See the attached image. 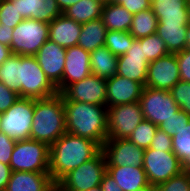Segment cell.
<instances>
[{"mask_svg":"<svg viewBox=\"0 0 190 191\" xmlns=\"http://www.w3.org/2000/svg\"><path fill=\"white\" fill-rule=\"evenodd\" d=\"M11 51L13 54L35 56L49 39V23L24 19L13 28Z\"/></svg>","mask_w":190,"mask_h":191,"instance_id":"obj_8","label":"cell"},{"mask_svg":"<svg viewBox=\"0 0 190 191\" xmlns=\"http://www.w3.org/2000/svg\"><path fill=\"white\" fill-rule=\"evenodd\" d=\"M90 74V52L78 45L67 48L63 78L56 86L58 93H61L68 85L83 80Z\"/></svg>","mask_w":190,"mask_h":191,"instance_id":"obj_15","label":"cell"},{"mask_svg":"<svg viewBox=\"0 0 190 191\" xmlns=\"http://www.w3.org/2000/svg\"><path fill=\"white\" fill-rule=\"evenodd\" d=\"M34 114L33 98H18L4 113L0 114L1 132L15 141L30 139Z\"/></svg>","mask_w":190,"mask_h":191,"instance_id":"obj_7","label":"cell"},{"mask_svg":"<svg viewBox=\"0 0 190 191\" xmlns=\"http://www.w3.org/2000/svg\"><path fill=\"white\" fill-rule=\"evenodd\" d=\"M189 121L190 115L179 109L176 113H174V116L163 121L158 128L173 137L175 135V131H178L184 125H187Z\"/></svg>","mask_w":190,"mask_h":191,"instance_id":"obj_38","label":"cell"},{"mask_svg":"<svg viewBox=\"0 0 190 191\" xmlns=\"http://www.w3.org/2000/svg\"><path fill=\"white\" fill-rule=\"evenodd\" d=\"M19 15L24 19H34L51 23L62 15L56 0H15Z\"/></svg>","mask_w":190,"mask_h":191,"instance_id":"obj_19","label":"cell"},{"mask_svg":"<svg viewBox=\"0 0 190 191\" xmlns=\"http://www.w3.org/2000/svg\"><path fill=\"white\" fill-rule=\"evenodd\" d=\"M0 82L19 93L20 90V55L13 54L0 65Z\"/></svg>","mask_w":190,"mask_h":191,"instance_id":"obj_30","label":"cell"},{"mask_svg":"<svg viewBox=\"0 0 190 191\" xmlns=\"http://www.w3.org/2000/svg\"><path fill=\"white\" fill-rule=\"evenodd\" d=\"M176 104L190 115V83L180 80L170 90Z\"/></svg>","mask_w":190,"mask_h":191,"instance_id":"obj_36","label":"cell"},{"mask_svg":"<svg viewBox=\"0 0 190 191\" xmlns=\"http://www.w3.org/2000/svg\"><path fill=\"white\" fill-rule=\"evenodd\" d=\"M11 55H13L11 48L0 43V65H2Z\"/></svg>","mask_w":190,"mask_h":191,"instance_id":"obj_47","label":"cell"},{"mask_svg":"<svg viewBox=\"0 0 190 191\" xmlns=\"http://www.w3.org/2000/svg\"><path fill=\"white\" fill-rule=\"evenodd\" d=\"M65 133V107L62 94L56 93L47 98L34 99L30 139L46 143L50 147Z\"/></svg>","mask_w":190,"mask_h":191,"instance_id":"obj_3","label":"cell"},{"mask_svg":"<svg viewBox=\"0 0 190 191\" xmlns=\"http://www.w3.org/2000/svg\"><path fill=\"white\" fill-rule=\"evenodd\" d=\"M138 40L143 46L144 56L148 63L169 54L165 42L156 33Z\"/></svg>","mask_w":190,"mask_h":191,"instance_id":"obj_33","label":"cell"},{"mask_svg":"<svg viewBox=\"0 0 190 191\" xmlns=\"http://www.w3.org/2000/svg\"><path fill=\"white\" fill-rule=\"evenodd\" d=\"M66 49L49 39L40 47L35 58L48 79L57 86L63 78Z\"/></svg>","mask_w":190,"mask_h":191,"instance_id":"obj_18","label":"cell"},{"mask_svg":"<svg viewBox=\"0 0 190 191\" xmlns=\"http://www.w3.org/2000/svg\"><path fill=\"white\" fill-rule=\"evenodd\" d=\"M101 20L107 31H129L133 14L123 6L109 2L103 6Z\"/></svg>","mask_w":190,"mask_h":191,"instance_id":"obj_25","label":"cell"},{"mask_svg":"<svg viewBox=\"0 0 190 191\" xmlns=\"http://www.w3.org/2000/svg\"><path fill=\"white\" fill-rule=\"evenodd\" d=\"M19 98L18 93L0 82V114L7 111Z\"/></svg>","mask_w":190,"mask_h":191,"instance_id":"obj_40","label":"cell"},{"mask_svg":"<svg viewBox=\"0 0 190 191\" xmlns=\"http://www.w3.org/2000/svg\"><path fill=\"white\" fill-rule=\"evenodd\" d=\"M91 74L107 79L117 74L118 56L111 53L106 46L90 52Z\"/></svg>","mask_w":190,"mask_h":191,"instance_id":"obj_26","label":"cell"},{"mask_svg":"<svg viewBox=\"0 0 190 191\" xmlns=\"http://www.w3.org/2000/svg\"><path fill=\"white\" fill-rule=\"evenodd\" d=\"M102 191H123L113 177L107 172L103 175L102 182L100 183Z\"/></svg>","mask_w":190,"mask_h":191,"instance_id":"obj_44","label":"cell"},{"mask_svg":"<svg viewBox=\"0 0 190 191\" xmlns=\"http://www.w3.org/2000/svg\"><path fill=\"white\" fill-rule=\"evenodd\" d=\"M139 103L144 119L151 121L157 127L180 109L170 91L150 87H144Z\"/></svg>","mask_w":190,"mask_h":191,"instance_id":"obj_10","label":"cell"},{"mask_svg":"<svg viewBox=\"0 0 190 191\" xmlns=\"http://www.w3.org/2000/svg\"><path fill=\"white\" fill-rule=\"evenodd\" d=\"M9 166L12 171L49 173V146L32 139L16 141Z\"/></svg>","mask_w":190,"mask_h":191,"instance_id":"obj_5","label":"cell"},{"mask_svg":"<svg viewBox=\"0 0 190 191\" xmlns=\"http://www.w3.org/2000/svg\"><path fill=\"white\" fill-rule=\"evenodd\" d=\"M110 2L123 6L133 15L150 9L152 5L149 0H110Z\"/></svg>","mask_w":190,"mask_h":191,"instance_id":"obj_42","label":"cell"},{"mask_svg":"<svg viewBox=\"0 0 190 191\" xmlns=\"http://www.w3.org/2000/svg\"><path fill=\"white\" fill-rule=\"evenodd\" d=\"M184 172L190 173V156L182 163Z\"/></svg>","mask_w":190,"mask_h":191,"instance_id":"obj_50","label":"cell"},{"mask_svg":"<svg viewBox=\"0 0 190 191\" xmlns=\"http://www.w3.org/2000/svg\"><path fill=\"white\" fill-rule=\"evenodd\" d=\"M134 40L129 31H107L104 46L111 53L120 56L131 49Z\"/></svg>","mask_w":190,"mask_h":191,"instance_id":"obj_31","label":"cell"},{"mask_svg":"<svg viewBox=\"0 0 190 191\" xmlns=\"http://www.w3.org/2000/svg\"><path fill=\"white\" fill-rule=\"evenodd\" d=\"M155 191H190V173L182 171L155 187Z\"/></svg>","mask_w":190,"mask_h":191,"instance_id":"obj_37","label":"cell"},{"mask_svg":"<svg viewBox=\"0 0 190 191\" xmlns=\"http://www.w3.org/2000/svg\"><path fill=\"white\" fill-rule=\"evenodd\" d=\"M187 7H188V18L190 21V0H188V2H187Z\"/></svg>","mask_w":190,"mask_h":191,"instance_id":"obj_54","label":"cell"},{"mask_svg":"<svg viewBox=\"0 0 190 191\" xmlns=\"http://www.w3.org/2000/svg\"><path fill=\"white\" fill-rule=\"evenodd\" d=\"M24 18L19 15L15 6V0L0 1V24L9 28H15Z\"/></svg>","mask_w":190,"mask_h":191,"instance_id":"obj_35","label":"cell"},{"mask_svg":"<svg viewBox=\"0 0 190 191\" xmlns=\"http://www.w3.org/2000/svg\"><path fill=\"white\" fill-rule=\"evenodd\" d=\"M179 66L180 80L190 83V50L175 53Z\"/></svg>","mask_w":190,"mask_h":191,"instance_id":"obj_39","label":"cell"},{"mask_svg":"<svg viewBox=\"0 0 190 191\" xmlns=\"http://www.w3.org/2000/svg\"><path fill=\"white\" fill-rule=\"evenodd\" d=\"M137 191H155V187L149 184L147 187L140 188Z\"/></svg>","mask_w":190,"mask_h":191,"instance_id":"obj_51","label":"cell"},{"mask_svg":"<svg viewBox=\"0 0 190 191\" xmlns=\"http://www.w3.org/2000/svg\"><path fill=\"white\" fill-rule=\"evenodd\" d=\"M157 26L158 18L150 8L133 15L129 33L135 39H140L155 34Z\"/></svg>","mask_w":190,"mask_h":191,"instance_id":"obj_29","label":"cell"},{"mask_svg":"<svg viewBox=\"0 0 190 191\" xmlns=\"http://www.w3.org/2000/svg\"><path fill=\"white\" fill-rule=\"evenodd\" d=\"M143 169L151 186L166 182L183 171L182 162L173 151L144 149Z\"/></svg>","mask_w":190,"mask_h":191,"instance_id":"obj_9","label":"cell"},{"mask_svg":"<svg viewBox=\"0 0 190 191\" xmlns=\"http://www.w3.org/2000/svg\"><path fill=\"white\" fill-rule=\"evenodd\" d=\"M58 93L57 87L48 79L35 56L20 55L19 98H47Z\"/></svg>","mask_w":190,"mask_h":191,"instance_id":"obj_4","label":"cell"},{"mask_svg":"<svg viewBox=\"0 0 190 191\" xmlns=\"http://www.w3.org/2000/svg\"><path fill=\"white\" fill-rule=\"evenodd\" d=\"M11 167L0 162V189L5 190L11 176Z\"/></svg>","mask_w":190,"mask_h":191,"instance_id":"obj_45","label":"cell"},{"mask_svg":"<svg viewBox=\"0 0 190 191\" xmlns=\"http://www.w3.org/2000/svg\"><path fill=\"white\" fill-rule=\"evenodd\" d=\"M188 0H158L151 8L158 23H188Z\"/></svg>","mask_w":190,"mask_h":191,"instance_id":"obj_23","label":"cell"},{"mask_svg":"<svg viewBox=\"0 0 190 191\" xmlns=\"http://www.w3.org/2000/svg\"><path fill=\"white\" fill-rule=\"evenodd\" d=\"M190 50V21L187 23L186 48Z\"/></svg>","mask_w":190,"mask_h":191,"instance_id":"obj_49","label":"cell"},{"mask_svg":"<svg viewBox=\"0 0 190 191\" xmlns=\"http://www.w3.org/2000/svg\"><path fill=\"white\" fill-rule=\"evenodd\" d=\"M158 127L151 121L143 119L133 130L128 140L138 147L148 149Z\"/></svg>","mask_w":190,"mask_h":191,"instance_id":"obj_32","label":"cell"},{"mask_svg":"<svg viewBox=\"0 0 190 191\" xmlns=\"http://www.w3.org/2000/svg\"><path fill=\"white\" fill-rule=\"evenodd\" d=\"M53 181L49 173L12 171L6 191H47Z\"/></svg>","mask_w":190,"mask_h":191,"instance_id":"obj_21","label":"cell"},{"mask_svg":"<svg viewBox=\"0 0 190 191\" xmlns=\"http://www.w3.org/2000/svg\"><path fill=\"white\" fill-rule=\"evenodd\" d=\"M79 0H56L59 8L64 12L67 8L76 4Z\"/></svg>","mask_w":190,"mask_h":191,"instance_id":"obj_48","label":"cell"},{"mask_svg":"<svg viewBox=\"0 0 190 191\" xmlns=\"http://www.w3.org/2000/svg\"><path fill=\"white\" fill-rule=\"evenodd\" d=\"M107 172V161L101 150L94 158L66 174L57 184L62 191H85L100 186Z\"/></svg>","mask_w":190,"mask_h":191,"instance_id":"obj_6","label":"cell"},{"mask_svg":"<svg viewBox=\"0 0 190 191\" xmlns=\"http://www.w3.org/2000/svg\"><path fill=\"white\" fill-rule=\"evenodd\" d=\"M149 148L154 150L160 149L163 151H172V137L158 128Z\"/></svg>","mask_w":190,"mask_h":191,"instance_id":"obj_43","label":"cell"},{"mask_svg":"<svg viewBox=\"0 0 190 191\" xmlns=\"http://www.w3.org/2000/svg\"><path fill=\"white\" fill-rule=\"evenodd\" d=\"M102 148L94 141L65 133L49 147V175L58 183L66 174L94 158Z\"/></svg>","mask_w":190,"mask_h":191,"instance_id":"obj_1","label":"cell"},{"mask_svg":"<svg viewBox=\"0 0 190 191\" xmlns=\"http://www.w3.org/2000/svg\"><path fill=\"white\" fill-rule=\"evenodd\" d=\"M151 4H153L154 2L158 1V0H149Z\"/></svg>","mask_w":190,"mask_h":191,"instance_id":"obj_56","label":"cell"},{"mask_svg":"<svg viewBox=\"0 0 190 191\" xmlns=\"http://www.w3.org/2000/svg\"><path fill=\"white\" fill-rule=\"evenodd\" d=\"M143 119L139 102L107 107L108 138L128 139Z\"/></svg>","mask_w":190,"mask_h":191,"instance_id":"obj_11","label":"cell"},{"mask_svg":"<svg viewBox=\"0 0 190 191\" xmlns=\"http://www.w3.org/2000/svg\"><path fill=\"white\" fill-rule=\"evenodd\" d=\"M179 81L180 73L175 53H169L148 64L145 87L170 91Z\"/></svg>","mask_w":190,"mask_h":191,"instance_id":"obj_13","label":"cell"},{"mask_svg":"<svg viewBox=\"0 0 190 191\" xmlns=\"http://www.w3.org/2000/svg\"><path fill=\"white\" fill-rule=\"evenodd\" d=\"M63 101H77L106 106V79L90 74L68 85L62 92Z\"/></svg>","mask_w":190,"mask_h":191,"instance_id":"obj_12","label":"cell"},{"mask_svg":"<svg viewBox=\"0 0 190 191\" xmlns=\"http://www.w3.org/2000/svg\"><path fill=\"white\" fill-rule=\"evenodd\" d=\"M107 173L123 191H137L149 185L142 166H107Z\"/></svg>","mask_w":190,"mask_h":191,"instance_id":"obj_22","label":"cell"},{"mask_svg":"<svg viewBox=\"0 0 190 191\" xmlns=\"http://www.w3.org/2000/svg\"><path fill=\"white\" fill-rule=\"evenodd\" d=\"M81 29L82 24L62 14L49 23V40L65 49L77 46Z\"/></svg>","mask_w":190,"mask_h":191,"instance_id":"obj_20","label":"cell"},{"mask_svg":"<svg viewBox=\"0 0 190 191\" xmlns=\"http://www.w3.org/2000/svg\"><path fill=\"white\" fill-rule=\"evenodd\" d=\"M85 191H102V190H101L100 186H97V187H94V188H91V189L85 190Z\"/></svg>","mask_w":190,"mask_h":191,"instance_id":"obj_53","label":"cell"},{"mask_svg":"<svg viewBox=\"0 0 190 191\" xmlns=\"http://www.w3.org/2000/svg\"><path fill=\"white\" fill-rule=\"evenodd\" d=\"M47 191H62L58 184L54 183Z\"/></svg>","mask_w":190,"mask_h":191,"instance_id":"obj_52","label":"cell"},{"mask_svg":"<svg viewBox=\"0 0 190 191\" xmlns=\"http://www.w3.org/2000/svg\"><path fill=\"white\" fill-rule=\"evenodd\" d=\"M104 4L98 0H79L67 8L63 14L77 23L84 24L91 20L101 18Z\"/></svg>","mask_w":190,"mask_h":191,"instance_id":"obj_28","label":"cell"},{"mask_svg":"<svg viewBox=\"0 0 190 191\" xmlns=\"http://www.w3.org/2000/svg\"><path fill=\"white\" fill-rule=\"evenodd\" d=\"M187 23H158L156 34L165 42L169 53L186 48Z\"/></svg>","mask_w":190,"mask_h":191,"instance_id":"obj_24","label":"cell"},{"mask_svg":"<svg viewBox=\"0 0 190 191\" xmlns=\"http://www.w3.org/2000/svg\"><path fill=\"white\" fill-rule=\"evenodd\" d=\"M13 28H9L6 26H1L0 24V43L4 44L8 47H11Z\"/></svg>","mask_w":190,"mask_h":191,"instance_id":"obj_46","label":"cell"},{"mask_svg":"<svg viewBox=\"0 0 190 191\" xmlns=\"http://www.w3.org/2000/svg\"><path fill=\"white\" fill-rule=\"evenodd\" d=\"M142 83L115 74L106 79V107L139 102L144 89Z\"/></svg>","mask_w":190,"mask_h":191,"instance_id":"obj_17","label":"cell"},{"mask_svg":"<svg viewBox=\"0 0 190 191\" xmlns=\"http://www.w3.org/2000/svg\"><path fill=\"white\" fill-rule=\"evenodd\" d=\"M98 1H101L103 4H106V3L110 2V0H98Z\"/></svg>","mask_w":190,"mask_h":191,"instance_id":"obj_55","label":"cell"},{"mask_svg":"<svg viewBox=\"0 0 190 191\" xmlns=\"http://www.w3.org/2000/svg\"><path fill=\"white\" fill-rule=\"evenodd\" d=\"M107 29L101 18L82 24L77 45L88 52L104 46Z\"/></svg>","mask_w":190,"mask_h":191,"instance_id":"obj_27","label":"cell"},{"mask_svg":"<svg viewBox=\"0 0 190 191\" xmlns=\"http://www.w3.org/2000/svg\"><path fill=\"white\" fill-rule=\"evenodd\" d=\"M16 141L0 132V162L9 165Z\"/></svg>","mask_w":190,"mask_h":191,"instance_id":"obj_41","label":"cell"},{"mask_svg":"<svg viewBox=\"0 0 190 191\" xmlns=\"http://www.w3.org/2000/svg\"><path fill=\"white\" fill-rule=\"evenodd\" d=\"M66 132L90 139L101 148L108 138L107 107L92 103L63 101Z\"/></svg>","mask_w":190,"mask_h":191,"instance_id":"obj_2","label":"cell"},{"mask_svg":"<svg viewBox=\"0 0 190 191\" xmlns=\"http://www.w3.org/2000/svg\"><path fill=\"white\" fill-rule=\"evenodd\" d=\"M172 151L182 163L190 156V121L175 131L172 137Z\"/></svg>","mask_w":190,"mask_h":191,"instance_id":"obj_34","label":"cell"},{"mask_svg":"<svg viewBox=\"0 0 190 191\" xmlns=\"http://www.w3.org/2000/svg\"><path fill=\"white\" fill-rule=\"evenodd\" d=\"M148 64L142 44L138 39H135L131 49L118 56L117 74L145 86Z\"/></svg>","mask_w":190,"mask_h":191,"instance_id":"obj_16","label":"cell"},{"mask_svg":"<svg viewBox=\"0 0 190 191\" xmlns=\"http://www.w3.org/2000/svg\"><path fill=\"white\" fill-rule=\"evenodd\" d=\"M102 151L107 166H143L144 149L128 139L107 138Z\"/></svg>","mask_w":190,"mask_h":191,"instance_id":"obj_14","label":"cell"}]
</instances>
